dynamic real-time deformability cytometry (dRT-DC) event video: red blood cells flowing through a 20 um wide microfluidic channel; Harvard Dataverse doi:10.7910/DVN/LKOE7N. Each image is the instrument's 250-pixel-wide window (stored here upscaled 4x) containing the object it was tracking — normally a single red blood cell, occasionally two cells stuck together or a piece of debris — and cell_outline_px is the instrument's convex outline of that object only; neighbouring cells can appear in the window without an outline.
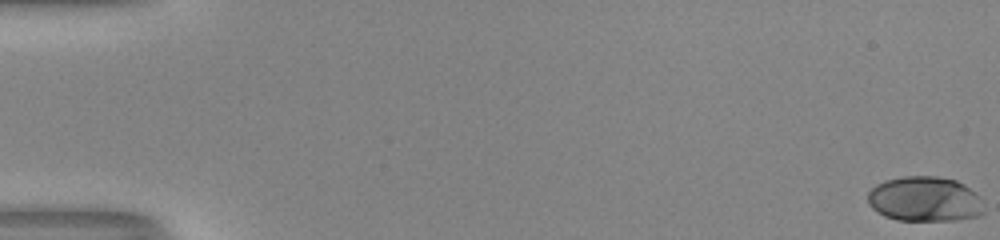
{"species": "human", "species_latin": "Homo sapiens", "temperature_condition": "room temperature", "stored_images_in_passage": 53, "camera_frame_rate_fps": 3000, "um_per_image_px": 0.085, "donor": {"sex": "male"}, "frame": {"image": 1, "passage_image": 1, "time_ms": 0.0, "image_size_px": [1000, 240], "cell_outline_px": [[984, 212], [980, 216], [956, 220], [896, 220], [884, 216], [876, 212], [868, 204], [868, 192], [876, 184], [884, 180], [904, 176], [936, 176], [956, 180], [964, 184], [980, 196]], "centroid_in_image_um": [78.59, 16.92], "position_along_channel_um": 6.4, "area_um2": 30.75}}
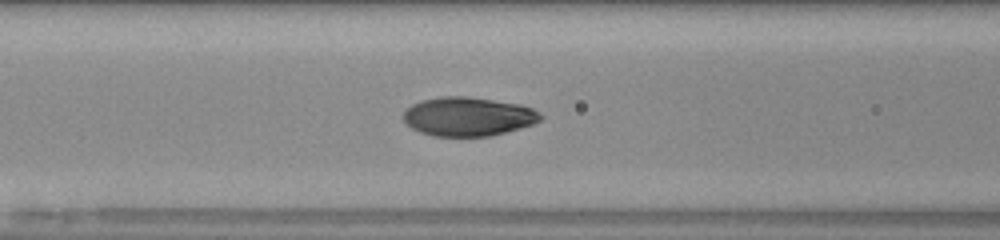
{"frame": {"image": 2, "passage_image": 24, "time_ms": 7.667, "image_size_px": [1000, 240], "cell_outline_px": [[544, 116], [540, 120], [532, 124], [520, 128], [488, 136], [432, 136], [420, 132], [412, 128], [404, 120], [404, 112], [412, 104], [420, 100], [440, 96], [468, 96], [520, 104], [532, 108], [540, 112]], "centroid_in_image_um": [39.79, 9.89], "position_along_channel_um": 126.8, "area_um2": 31.1}}
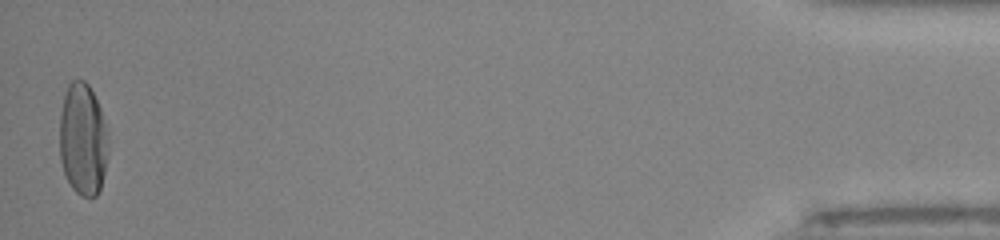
{"frame": {"image": 3, "passage_image": 53, "time_ms": 17.333, "image_size_px": [1000, 240], "cell_outline_px": [[108, 156], [100, 188], [96, 196], [80, 196], [72, 188], [64, 172], [60, 160], [60, 112], [64, 96], [68, 84], [72, 80], [84, 80], [88, 84], [100, 108], [108, 136]], "centroid_in_image_um": [7.04, 11.85], "position_along_channel_um": 428.2, "area_um2": 31.79}, "authors_computed_cell_mechanics": {"area_um2": 30.8652, "velocity_mm_per_s": 4.0569, "shape_relaxation_time_tau1_ms": 3.4273, "shape_relaxation_time_tau2_ms": null, "deformation_change_tau1": 0.1824, "deformation_change_tau2": null}}